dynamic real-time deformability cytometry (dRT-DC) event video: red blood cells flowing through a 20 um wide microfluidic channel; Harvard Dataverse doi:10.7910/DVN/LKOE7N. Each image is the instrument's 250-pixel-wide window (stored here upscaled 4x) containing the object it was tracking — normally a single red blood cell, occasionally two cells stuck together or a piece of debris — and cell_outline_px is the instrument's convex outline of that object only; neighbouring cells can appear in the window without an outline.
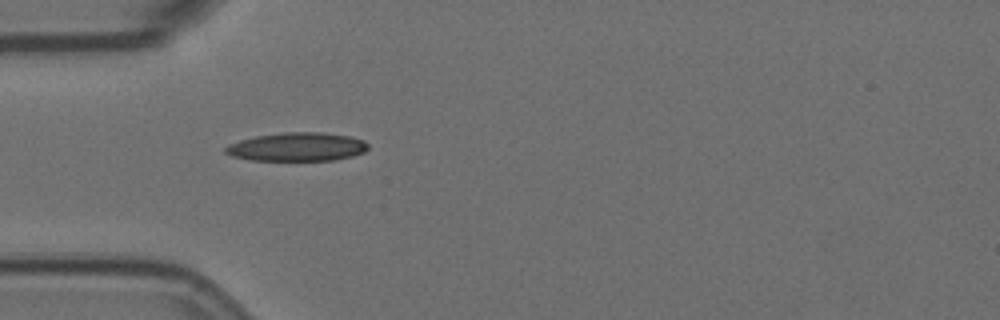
{"species": "Egyptian fruit bat (a non-hibernating species)", "species_latin": "Rousettus aegyptiacus", "temperature_condition": "room temperature", "stored_images_in_passage": 3, "camera_frame_rate_fps": 3000, "um_per_image_px": 0.085, "animal": {"sex": "female"}, "frame": {"image": 1, "passage_image": 1, "time_ms": 0.0, "image_size_px": [1000, 320], "cell_outline_px": [[368, 148], [364, 152], [352, 156], [332, 160], [252, 160], [232, 156], [224, 152], [224, 148], [228, 144], [240, 140], [256, 136], [284, 132], [320, 132], [352, 136], [364, 140], [368, 144]], "centroid_in_image_um": [25.26, 12.47], "position_along_channel_um": 59.7, "area_um2": 23.76}}
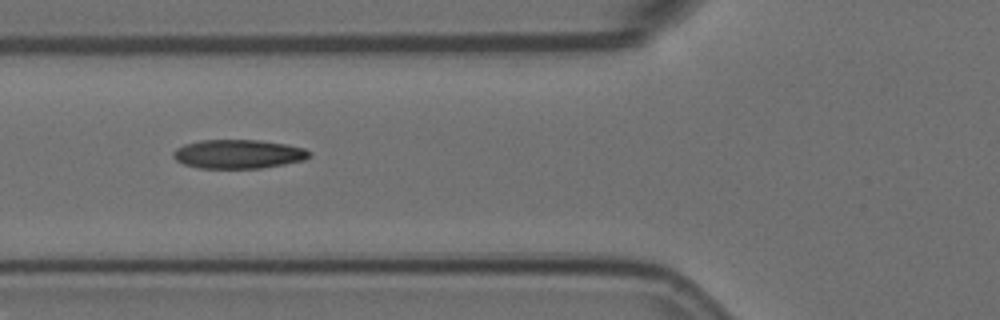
{"frame": {"image": 2, "passage_image": 2, "time_ms": 0.333, "image_size_px": [1000, 320], "cell_outline_px": [[312, 156], [304, 160], [284, 164], [260, 168], [200, 168], [184, 164], [176, 160], [172, 156], [172, 152], [176, 148], [184, 144], [200, 140], [260, 140], [288, 144], [304, 148], [312, 152]], "centroid_in_image_um": [20.27, 13.09], "position_along_channel_um": 105.5, "area_um2": 23.12}}
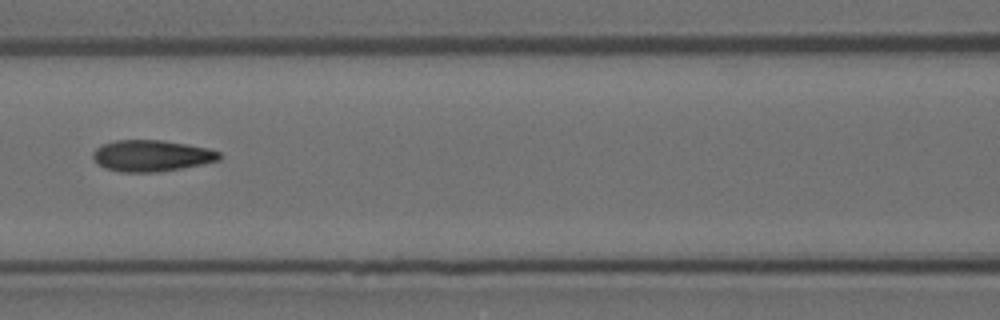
{"frame": {"image": 3, "passage_image": 3, "time_ms": 0.667, "image_size_px": [1000, 320], "cell_outline_px": [[220, 160], [204, 164], [156, 172], [120, 172], [104, 168], [92, 156], [92, 152], [96, 148], [104, 144], [116, 140], [160, 140], [208, 148], [220, 152]], "centroid_in_image_um": [12.88, 13.24], "position_along_channel_um": 153.7, "area_um2": 22.89}}